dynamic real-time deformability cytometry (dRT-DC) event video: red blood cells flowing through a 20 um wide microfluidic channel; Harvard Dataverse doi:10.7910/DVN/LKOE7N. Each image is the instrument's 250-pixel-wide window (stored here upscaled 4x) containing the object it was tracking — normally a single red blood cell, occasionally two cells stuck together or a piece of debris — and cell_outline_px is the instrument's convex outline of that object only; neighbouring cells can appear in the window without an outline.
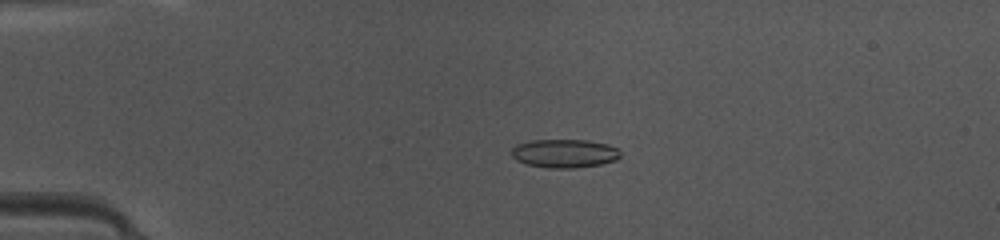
{"species": "common noctule bat (a hibernating species)", "species_latin": "Nyctalus noctula", "temperature_condition": "warm", "stored_images_in_passage": 48, "camera_frame_rate_fps": 3000, "um_per_image_px": 0.085, "animal": {"sex": "female", "body_mass_g": 10.0, "forearm_length_mm": 53.1}, "frame": {"image": 1, "passage_image": 11, "time_ms": 3.333, "image_size_px": [1000, 240], "cell_outline_px": [[620, 156], [616, 160], [600, 164], [572, 168], [548, 168], [528, 164], [516, 160], [512, 156], [512, 148], [516, 144], [532, 140], [588, 140], [608, 144], [616, 148], [620, 152]], "centroid_in_image_um": [47.97, 13.03], "position_along_channel_um": 37.0, "area_um2": 18.03}}
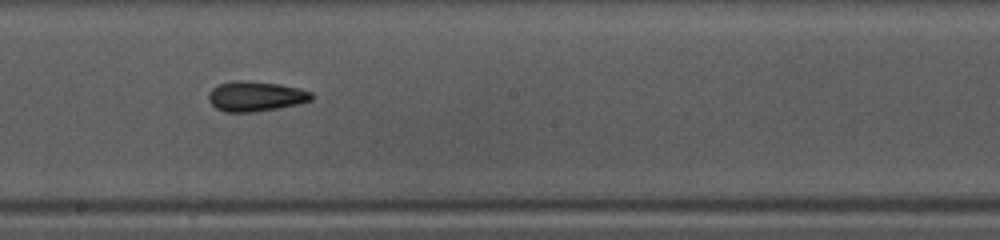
{"frame": {"image": 2, "passage_image": 27, "time_ms": 8.667, "image_size_px": [1000, 240], "cell_outline_px": [[312, 100], [300, 104], [256, 112], [224, 112], [216, 108], [208, 100], [208, 92], [216, 84], [232, 80], [248, 80], [280, 84], [300, 88], [312, 92]], "centroid_in_image_um": [21.71, 8.17], "position_along_channel_um": 226.5, "area_um2": 18.44}}
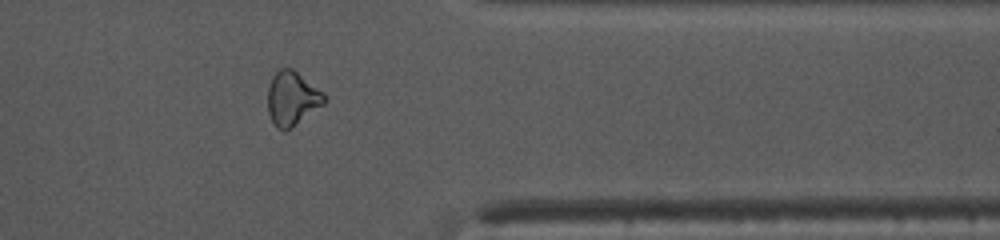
{"frame": {"image": 3, "passage_image": 39, "time_ms": 12.667, "image_size_px": [1000, 240], "cell_outline_px": [[328, 100], [324, 104], [284, 132], [276, 128], [268, 112], [268, 88], [272, 76], [280, 68], [292, 68], [324, 92]], "centroid_in_image_um": [24.84, 8.36], "position_along_channel_um": 386.6, "area_um2": 17.8}, "authors_computed_cell_mechanics": {"area_um2": 17.8024, "velocity_mm_per_s": 4.2088, "shape_relaxation_time_tau1_ms": 3.5724, "shape_relaxation_time_tau2_ms": 3.1272, "deformation_change_tau1": 0.1291, "deformation_change_tau2": 0.1101}}